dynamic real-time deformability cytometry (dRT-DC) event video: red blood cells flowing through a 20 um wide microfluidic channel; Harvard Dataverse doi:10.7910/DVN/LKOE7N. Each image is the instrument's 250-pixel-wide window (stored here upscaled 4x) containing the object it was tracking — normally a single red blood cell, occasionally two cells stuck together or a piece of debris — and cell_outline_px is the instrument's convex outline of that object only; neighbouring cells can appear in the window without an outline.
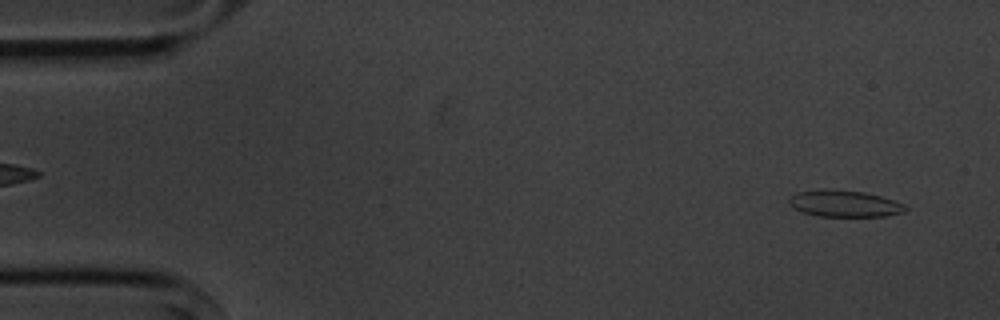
{"species": "common noctule bat (a hibernating species)", "species_latin": "Nyctalus noctula", "temperature_condition": "cold", "stored_images_in_passage": 5, "camera_frame_rate_fps": 3000, "um_per_image_px": 0.085, "animal": {"sex": "male", "body_mass_g": 20.1, "forearm_length_mm": 53.5}, "frame": {"image": 1, "passage_image": 5, "time_ms": 4.667, "image_size_px": [1000, 320], "cell_outline_px": [[908, 208], [904, 212], [884, 216], [816, 216], [792, 208], [788, 204], [788, 200], [792, 196], [800, 192], [824, 188], [832, 188], [864, 192], [880, 196], [904, 204]], "centroid_in_image_um": [71.75, 17.3], "position_along_channel_um": 13.2, "area_um2": 18.09}}